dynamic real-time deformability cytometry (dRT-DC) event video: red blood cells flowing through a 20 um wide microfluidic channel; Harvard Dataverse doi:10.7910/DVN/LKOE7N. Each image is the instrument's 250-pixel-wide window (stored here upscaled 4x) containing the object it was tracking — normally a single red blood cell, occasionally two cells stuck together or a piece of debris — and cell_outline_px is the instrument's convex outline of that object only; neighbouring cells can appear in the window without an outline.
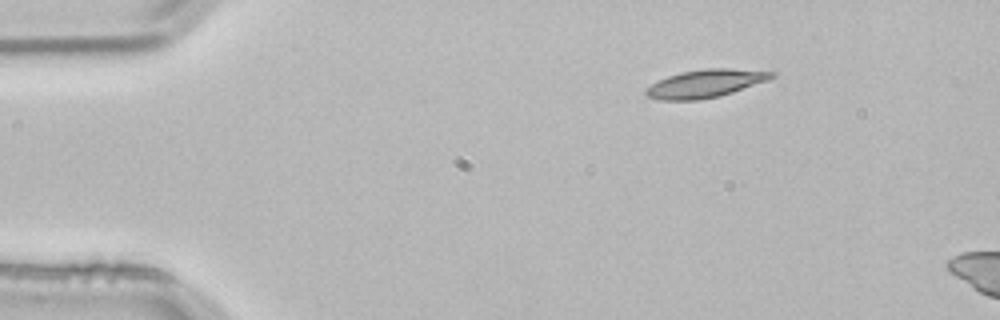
{"species": "common noctule bat (a hibernating species)", "species_latin": "Nyctalus noctula", "temperature_condition": "room temperature", "stored_images_in_passage": 3, "camera_frame_rate_fps": 3000, "um_per_image_px": 0.085, "animal": {"sex": "male", "body_mass_g": 21.5, "forearm_length_mm": 52.0}, "frame": {"image": 1, "passage_image": 1, "time_ms": 0.0, "image_size_px": [1000, 320], "cell_outline_px": [[776, 76], [768, 80], [720, 96], [696, 100], [660, 100], [648, 96], [644, 92], [644, 88], [668, 76], [680, 72], [704, 68], [728, 68], [776, 72]], "centroid_in_image_um": [59.95, 7.09], "position_along_channel_um": 25.0, "area_um2": 20.4}}